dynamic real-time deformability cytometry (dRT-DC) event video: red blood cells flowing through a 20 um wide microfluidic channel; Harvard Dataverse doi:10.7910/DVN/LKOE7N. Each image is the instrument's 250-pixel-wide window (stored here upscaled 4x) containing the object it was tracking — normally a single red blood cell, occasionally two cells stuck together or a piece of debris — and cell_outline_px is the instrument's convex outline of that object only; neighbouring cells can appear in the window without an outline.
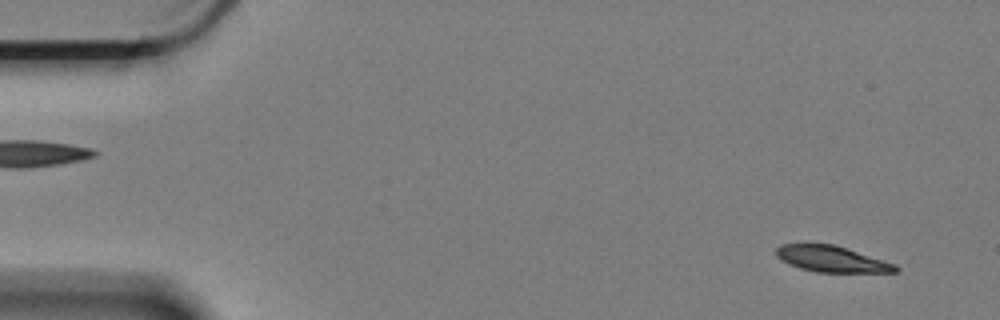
{"species": "Egyptian fruit bat (a non-hibernating species)", "species_latin": "Rousettus aegyptiacus", "temperature_condition": "cold", "stored_images_in_passage": 60, "camera_frame_rate_fps": 3000, "um_per_image_px": 0.085, "animal": {"sex": "female"}, "frame": {"image": 1, "passage_image": 3, "time_ms": 0.667, "image_size_px": [1000, 320], "cell_outline_px": [[900, 268], [896, 272], [816, 272], [800, 268], [788, 264], [776, 256], [776, 248], [780, 244], [832, 244], [896, 264]], "centroid_in_image_um": [70.67, 22.02], "position_along_channel_um": 14.3, "area_um2": 17.92}}
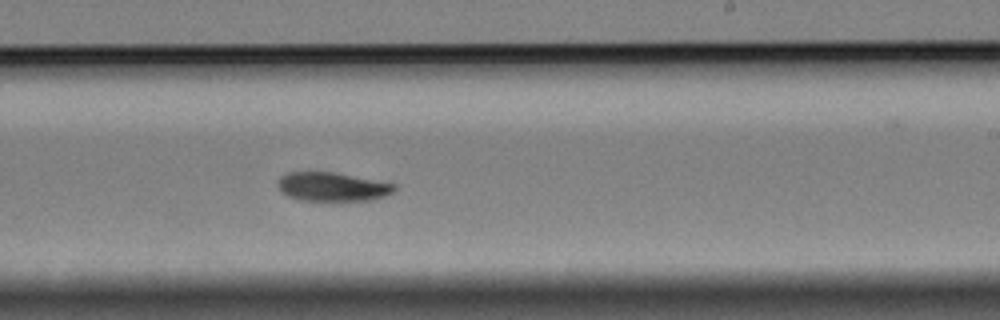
{"frame": {"image": 2, "passage_image": 35, "time_ms": 11.333, "image_size_px": [1000, 320], "cell_outline_px": [[396, 188], [392, 192], [384, 196], [372, 200], [300, 200], [288, 196], [280, 188], [280, 176], [288, 172], [332, 172], [396, 184]], "centroid_in_image_um": [28.27, 15.87], "position_along_channel_um": 260.7, "area_um2": 19.13}}
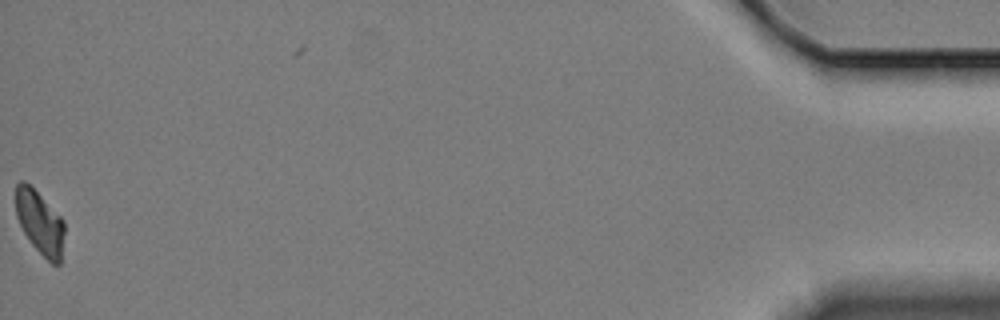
{"frame": {"image": 3, "passage_image": 59, "time_ms": 19.333, "image_size_px": [1000, 320], "cell_outline_px": [[64, 232], [60, 264], [52, 264], [32, 244], [24, 232], [16, 216], [16, 184], [20, 180], [24, 180], [64, 220]], "centroid_in_image_um": [3.38, 18.91], "position_along_channel_um": 431.8, "area_um2": 17.57}, "authors_computed_cell_mechanics": {"area_um2": 19.8254, "velocity_mm_per_s": 3.3289, "shape_relaxation_time_tau1_ms": 4.4373, "shape_relaxation_time_tau2_ms": null, "deformation_change_tau1": 0.105, "deformation_change_tau2": null}}